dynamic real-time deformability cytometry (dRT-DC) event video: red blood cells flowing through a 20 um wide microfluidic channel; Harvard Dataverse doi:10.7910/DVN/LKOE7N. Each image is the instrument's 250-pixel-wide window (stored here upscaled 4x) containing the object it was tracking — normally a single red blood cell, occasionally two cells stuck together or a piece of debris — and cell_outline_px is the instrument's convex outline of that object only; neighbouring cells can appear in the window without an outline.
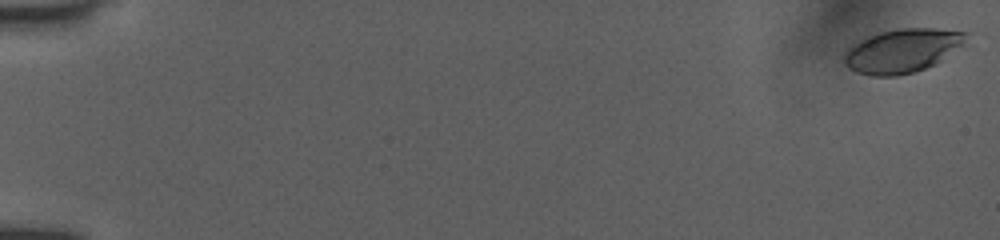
{"species": "human", "species_latin": "Homo sapiens", "temperature_condition": "room temperature", "stored_images_in_passage": 73, "camera_frame_rate_fps": 3000, "um_per_image_px": 0.085, "donor": {"sex": "female"}, "frame": {"image": 1, "passage_image": 1, "time_ms": 0.0, "image_size_px": [1000, 240], "cell_outline_px": [[968, 44], [936, 64], [912, 72], [896, 76], [872, 76], [856, 72], [848, 68], [844, 64], [844, 52], [852, 44], [880, 32], [896, 28], [936, 28], [968, 32]], "centroid_in_image_um": [76.76, 4.3], "position_along_channel_um": 8.2, "area_um2": 31.56}}
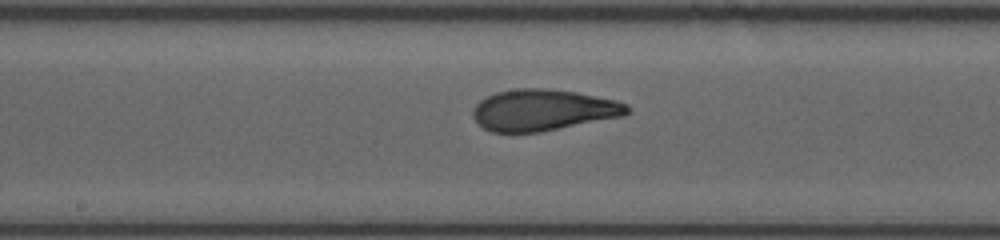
{"frame": {"image": 2, "passage_image": 39, "time_ms": 9.667, "image_size_px": [1000, 240], "cell_outline_px": [[632, 112], [624, 116], [540, 132], [492, 132], [484, 128], [472, 116], [472, 108], [480, 100], [496, 92], [516, 88], [544, 88], [576, 92], [616, 100], [628, 104], [632, 108]], "centroid_in_image_um": [46.2, 9.35], "position_along_channel_um": 202.0, "area_um2": 37.34}}
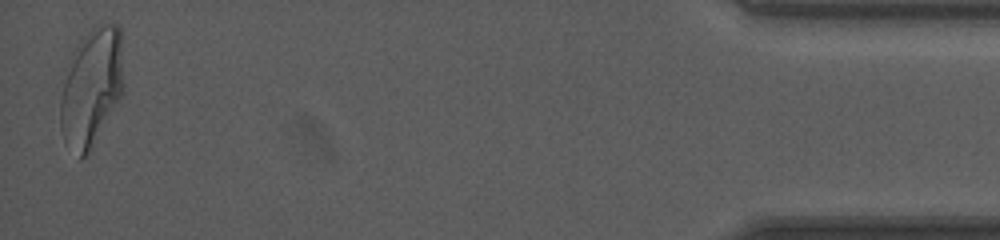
{"frame": {"image": 3, "passage_image": 73, "time_ms": 17.333, "image_size_px": [1000, 240], "cell_outline_px": [[124, 92], [88, 156], [80, 160], [64, 144], [60, 128], [60, 100], [68, 60], [80, 40], [96, 24], [116, 24], [120, 28], [124, 84]], "centroid_in_image_um": [7.77, 7.49], "position_along_channel_um": 427.4, "area_um2": 44.39}, "authors_computed_cell_mechanics": {"area_um2": 36.125, "velocity_mm_per_s": 3.9687, "shape_relaxation_time_tau1_ms": 4.6563, "shape_relaxation_time_tau2_ms": 1.1558, "deformation_change_tau1": 0.178, "deformation_change_tau2": 0.0874}}